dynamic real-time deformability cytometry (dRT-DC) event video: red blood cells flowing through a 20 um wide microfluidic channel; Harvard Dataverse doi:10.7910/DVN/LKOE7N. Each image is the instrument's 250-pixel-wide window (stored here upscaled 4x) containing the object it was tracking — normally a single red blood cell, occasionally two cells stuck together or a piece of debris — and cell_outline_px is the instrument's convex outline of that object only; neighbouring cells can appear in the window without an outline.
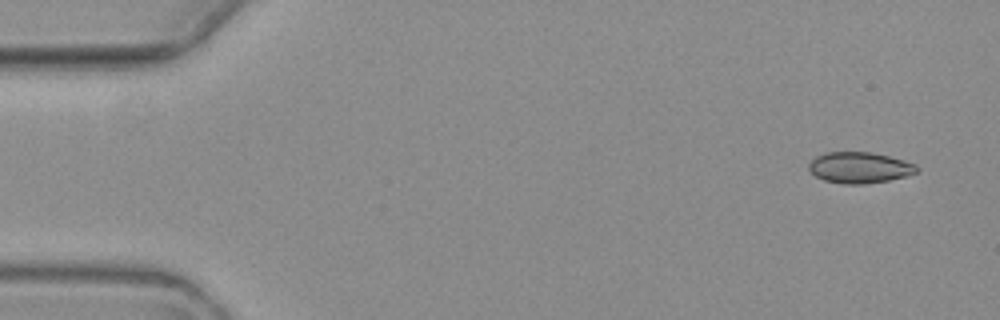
{"species": "common noctule bat (a hibernating species)", "species_latin": "Nyctalus noctula", "temperature_condition": "warm", "stored_images_in_passage": 4, "camera_frame_rate_fps": 3000, "um_per_image_px": 0.085, "animal": {"sex": "female", "body_mass_g": 19.3, "forearm_length_mm": 54.1}, "frame": {"image": 1, "passage_image": 1, "time_ms": 0.0, "image_size_px": [1000, 320], "cell_outline_px": [[920, 168], [916, 172], [908, 176], [888, 180], [864, 184], [844, 184], [824, 180], [816, 176], [808, 168], [808, 164], [816, 156], [824, 152], [872, 152], [904, 160], [916, 164]], "centroid_in_image_um": [73.08, 14.24], "position_along_channel_um": 11.9, "area_um2": 19.59}}
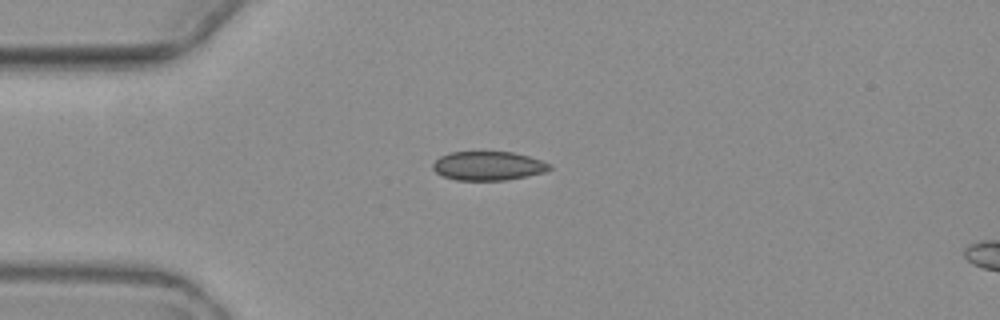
{"frame": {"image": 2, "passage_image": 4, "time_ms": 3.667, "image_size_px": [1000, 320], "cell_outline_px": [[552, 168], [544, 172], [504, 180], [456, 180], [444, 176], [436, 172], [432, 168], [432, 164], [440, 156], [448, 152], [480, 148], [512, 152], [528, 156], [552, 164]], "centroid_in_image_um": [41.45, 14.03], "position_along_channel_um": 43.6, "area_um2": 20.46}}